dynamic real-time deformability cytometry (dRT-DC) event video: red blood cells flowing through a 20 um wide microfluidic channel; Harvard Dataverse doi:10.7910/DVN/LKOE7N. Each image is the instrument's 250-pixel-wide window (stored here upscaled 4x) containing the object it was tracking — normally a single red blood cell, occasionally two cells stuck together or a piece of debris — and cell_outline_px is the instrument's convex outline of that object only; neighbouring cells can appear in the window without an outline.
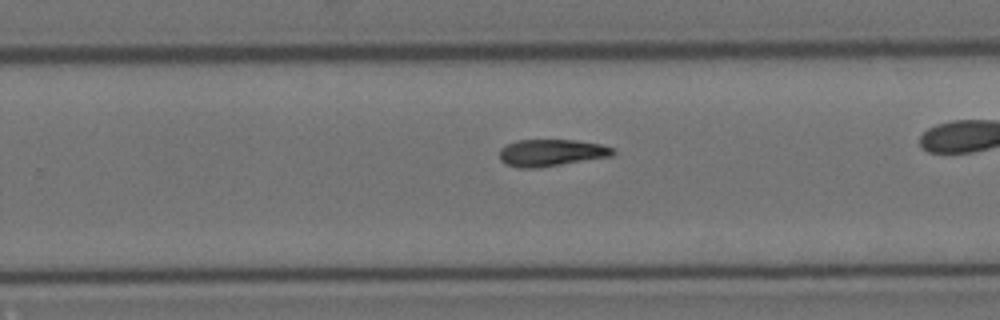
{"species": "Egyptian fruit bat (a non-hibernating species)", "species_latin": "Rousettus aegyptiacus", "temperature_condition": "cold", "stored_images_in_passage": 34, "camera_frame_rate_fps": 3000, "um_per_image_px": 0.085, "animal": {"sex": "female"}, "frame": {"image": 1, "passage_image": 25, "time_ms": 8.0, "image_size_px": [1000, 320], "cell_outline_px": [[616, 152], [612, 156], [540, 168], [516, 168], [504, 164], [500, 160], [500, 148], [516, 140], [576, 140], [600, 144], [616, 148]], "centroid_in_image_um": [46.86, 12.99], "position_along_channel_um": 282.9, "area_um2": 18.09}}